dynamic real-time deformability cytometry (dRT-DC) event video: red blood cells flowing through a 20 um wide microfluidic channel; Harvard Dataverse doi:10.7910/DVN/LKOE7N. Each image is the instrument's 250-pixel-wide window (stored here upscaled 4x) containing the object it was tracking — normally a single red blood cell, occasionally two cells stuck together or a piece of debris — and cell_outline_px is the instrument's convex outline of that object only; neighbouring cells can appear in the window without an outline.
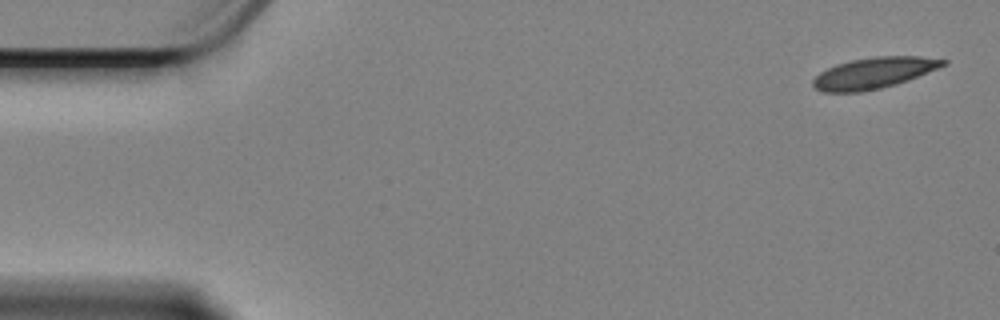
{"species": "Egyptian fruit bat (a non-hibernating species)", "species_latin": "Rousettus aegyptiacus", "temperature_condition": "cold", "stored_images_in_passage": 57, "camera_frame_rate_fps": 3000, "um_per_image_px": 0.085, "animal": {"sex": "female"}, "frame": {"image": 1, "passage_image": 1, "time_ms": 0.0, "image_size_px": [1000, 320], "cell_outline_px": [[948, 64], [908, 80], [896, 84], [880, 88], [860, 92], [824, 92], [816, 88], [812, 84], [812, 80], [820, 72], [836, 64], [852, 60], [876, 56], [920, 56], [948, 60]], "centroid_in_image_um": [74.29, 6.2], "position_along_channel_um": 10.7, "area_um2": 23.47}}
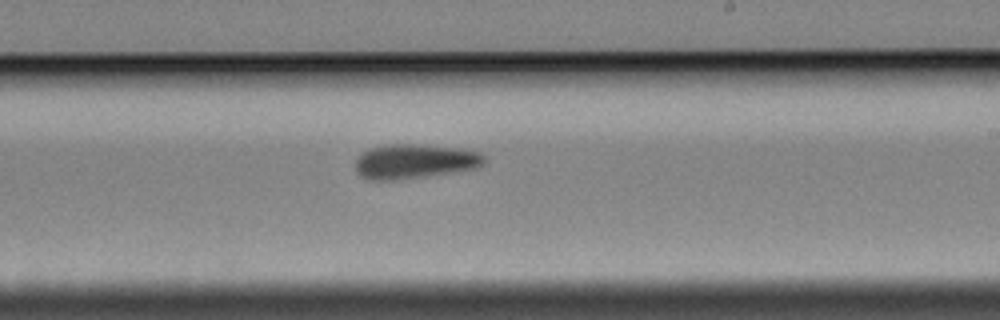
{"frame": {"image": 2, "passage_image": 33, "time_ms": 10.667, "image_size_px": [1000, 320], "cell_outline_px": [[484, 160], [476, 168], [416, 176], [380, 180], [372, 180], [360, 176], [356, 172], [356, 160], [368, 148], [388, 144], [412, 144], [460, 148], [480, 152], [484, 156]], "centroid_in_image_um": [35.19, 13.68], "position_along_channel_um": 253.8, "area_um2": 25.03}}
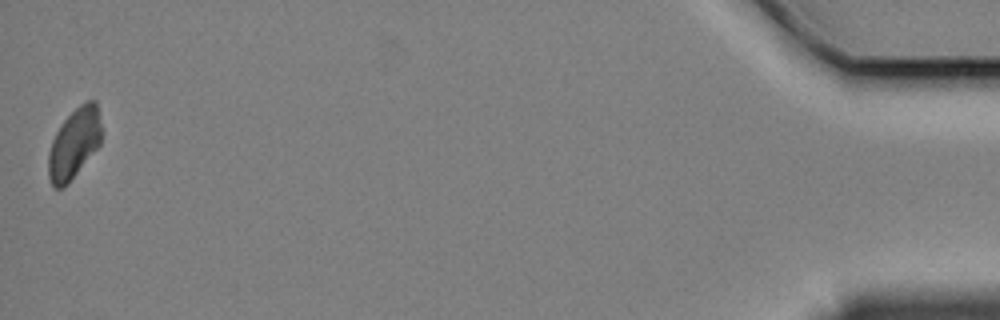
{"frame": {"image": 3, "passage_image": 57, "time_ms": 18.667, "image_size_px": [1000, 320], "cell_outline_px": [[104, 132], [100, 144], [68, 184], [64, 188], [52, 188], [48, 176], [48, 152], [52, 140], [60, 124], [80, 104], [88, 100], [96, 100]], "centroid_in_image_um": [6.32, 12.2], "position_along_channel_um": 428.9, "area_um2": 22.14}, "authors_computed_cell_mechanics": {"area_um2": 24.276, "velocity_mm_per_s": 3.3646, "shape_relaxation_time_tau1_ms": 6.8844, "shape_relaxation_time_tau2_ms": null, "deformation_change_tau1": 0.1283, "deformation_change_tau2": null}}